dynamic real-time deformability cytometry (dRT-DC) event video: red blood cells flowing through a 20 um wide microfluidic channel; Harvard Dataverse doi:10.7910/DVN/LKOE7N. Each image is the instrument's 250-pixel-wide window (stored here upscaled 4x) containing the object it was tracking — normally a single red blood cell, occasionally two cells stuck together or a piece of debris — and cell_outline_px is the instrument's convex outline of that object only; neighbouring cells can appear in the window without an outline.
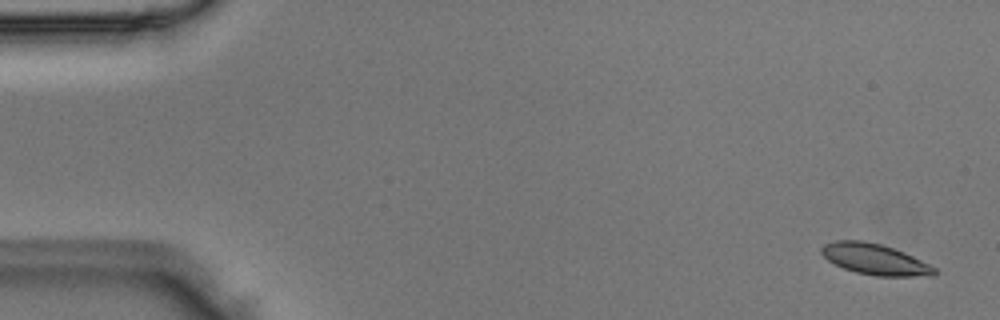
{"species": "Egyptian fruit bat (a non-hibernating species)", "species_latin": "Rousettus aegyptiacus", "temperature_condition": "room temperature", "stored_images_in_passage": 50, "camera_frame_rate_fps": 3000, "um_per_image_px": 0.085, "animal": {"sex": "male"}, "frame": {"image": 1, "passage_image": 2, "time_ms": 0.333, "image_size_px": [1000, 320], "cell_outline_px": [[936, 272], [932, 276], [876, 276], [856, 272], [844, 268], [828, 260], [820, 252], [820, 248], [824, 244], [836, 240], [860, 240], [880, 244], [904, 252], [936, 268]], "centroid_in_image_um": [74.34, 22.03], "position_along_channel_um": 10.7, "area_um2": 20.11}}
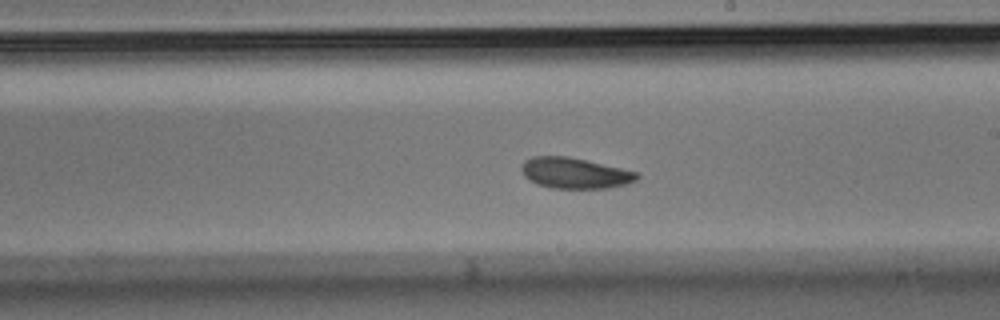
{"frame": {"image": 2, "passage_image": 29, "time_ms": 9.333, "image_size_px": [1000, 320], "cell_outline_px": [[640, 176], [636, 180], [624, 184], [608, 188], [552, 188], [536, 184], [528, 180], [524, 176], [520, 168], [524, 160], [532, 156], [568, 156], [620, 168], [636, 172]], "centroid_in_image_um": [48.79, 14.71], "position_along_channel_um": 240.2, "area_um2": 20.63}}
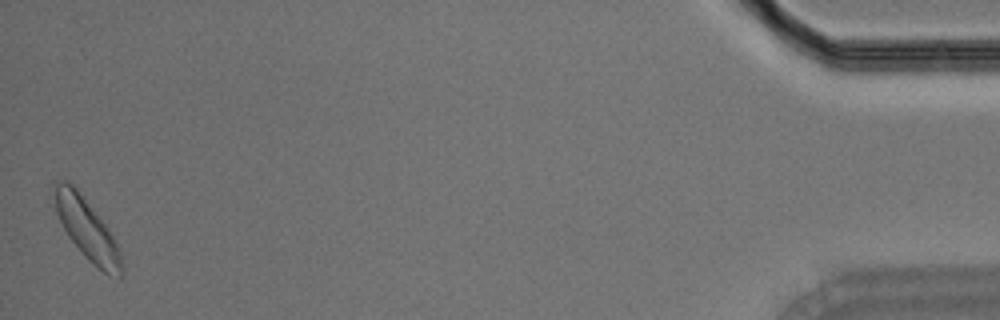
{"frame": {"image": 3, "passage_image": 50, "time_ms": 16.333, "image_size_px": [1000, 320], "cell_outline_px": [[124, 272], [120, 276], [108, 276], [88, 260], [84, 256], [68, 236], [56, 212], [52, 180], [68, 180], [76, 188], [108, 228], [120, 252], [124, 268]], "centroid_in_image_um": [7.38, 19.47], "position_along_channel_um": 427.8, "area_um2": 23.7}}